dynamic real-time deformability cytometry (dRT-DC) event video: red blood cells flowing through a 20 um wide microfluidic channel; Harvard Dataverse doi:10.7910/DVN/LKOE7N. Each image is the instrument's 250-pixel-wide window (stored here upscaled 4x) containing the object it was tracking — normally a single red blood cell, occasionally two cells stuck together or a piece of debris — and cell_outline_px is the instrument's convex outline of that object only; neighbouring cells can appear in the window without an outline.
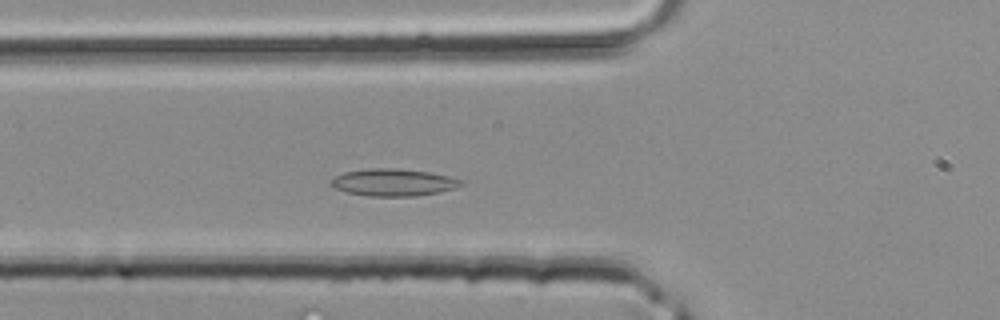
{"species": "common noctule bat (a hibernating species)", "species_latin": "Nyctalus noctula", "temperature_condition": "room temperature", "stored_images_in_passage": 29, "camera_frame_rate_fps": 3000, "um_per_image_px": 0.085, "animal": {"sex": "male", "body_mass_g": 20.4}, "frame": {"image": 1, "passage_image": 2, "time_ms": 0.333, "image_size_px": [1000, 320], "cell_outline_px": [[464, 184], [456, 188], [440, 192], [416, 196], [368, 196], [348, 192], [336, 188], [328, 184], [336, 176], [344, 172], [368, 168], [396, 168], [428, 172], [448, 176], [464, 180]], "centroid_in_image_um": [33.47, 15.5], "position_along_channel_um": 92.3, "area_um2": 20.63}}
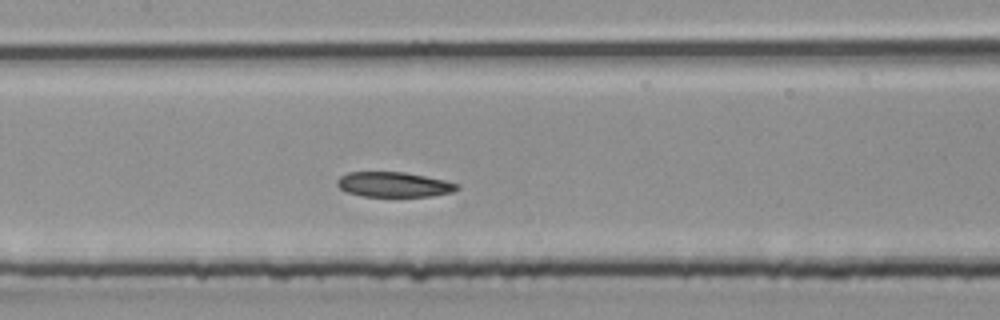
{"frame": {"image": 2, "passage_image": 7, "time_ms": 2.0, "image_size_px": [1000, 320], "cell_outline_px": [[460, 188], [452, 192], [432, 196], [364, 196], [348, 192], [340, 188], [336, 184], [336, 180], [340, 176], [348, 172], [404, 172], [444, 180], [460, 184]], "centroid_in_image_um": [33.48, 15.68], "position_along_channel_um": 173.9, "area_um2": 17.4}}
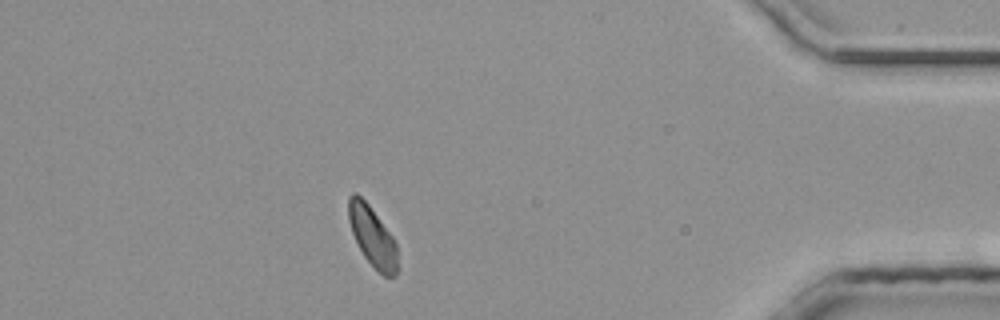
{"frame": {"image": 3, "passage_image": 24, "time_ms": 7.667, "image_size_px": [1000, 320], "cell_outline_px": [[396, 276], [384, 276], [364, 256], [352, 232], [348, 220], [348, 196], [352, 192], [356, 192], [368, 204], [396, 240]], "centroid_in_image_um": [31.63, 20.04], "position_along_channel_um": 403.6, "area_um2": 16.82}}